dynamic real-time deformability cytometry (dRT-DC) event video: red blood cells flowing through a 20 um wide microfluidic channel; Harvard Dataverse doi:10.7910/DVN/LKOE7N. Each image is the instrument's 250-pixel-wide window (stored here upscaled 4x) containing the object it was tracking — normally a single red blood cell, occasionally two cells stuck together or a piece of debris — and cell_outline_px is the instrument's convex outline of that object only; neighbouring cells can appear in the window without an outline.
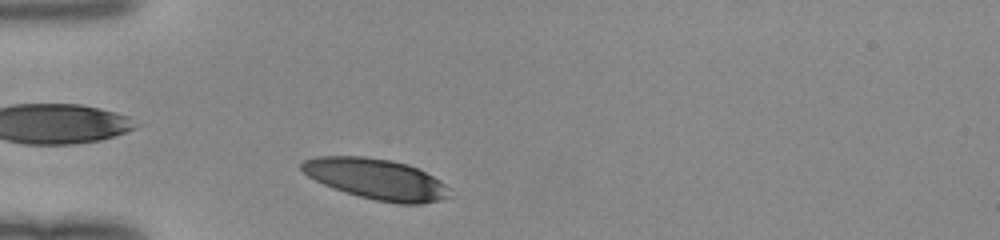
{"species": "human", "species_latin": "Homo sapiens", "temperature_condition": "room temperature", "stored_images_in_passage": 33, "camera_frame_rate_fps": 3000, "um_per_image_px": 0.085, "donor": {"sex": "female"}, "frame": {"image": 1, "passage_image": 2, "time_ms": 0.333, "image_size_px": [1000, 240], "cell_outline_px": [[448, 196], [440, 200], [420, 204], [400, 204], [376, 200], [344, 192], [324, 184], [308, 176], [300, 168], [300, 164], [304, 160], [316, 156], [364, 156], [392, 160], [408, 164], [440, 180], [448, 188]], "centroid_in_image_um": [31.95, 15.21], "position_along_channel_um": 53.0, "area_um2": 34.8}}
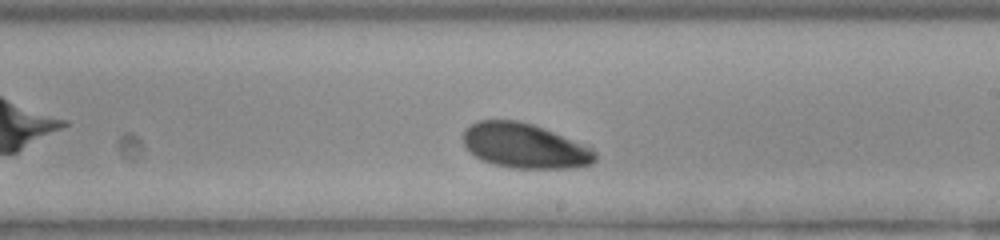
{"frame": {"image": 2, "passage_image": 17, "time_ms": 5.333, "image_size_px": [1000, 240], "cell_outline_px": [[596, 160], [592, 164], [576, 168], [512, 168], [492, 164], [480, 160], [468, 152], [464, 144], [464, 128], [476, 120], [516, 120], [532, 124], [592, 148], [596, 152]], "centroid_in_image_um": [44.55, 12.41], "position_along_channel_um": 244.4, "area_um2": 34.56}}
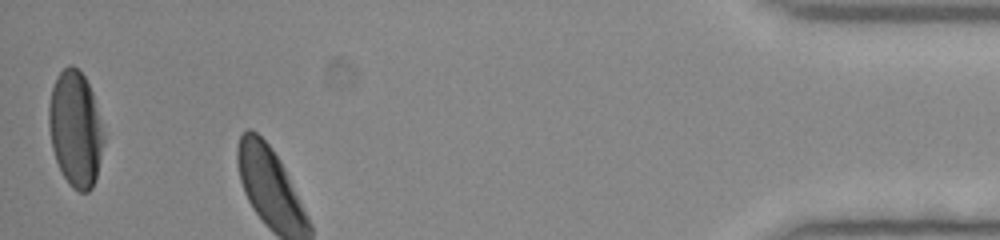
{"frame": {"image": 3, "passage_image": 33, "time_ms": 10.667, "image_size_px": [1000, 240], "cell_outline_px": [[104, 140], [96, 180], [92, 188], [88, 192], [80, 192], [72, 188], [68, 184], [56, 160], [52, 148], [48, 124], [48, 104], [52, 88], [56, 76], [68, 64], [72, 64], [84, 76], [92, 92], [104, 136]], "centroid_in_image_um": [6.39, 10.97], "position_along_channel_um": 428.8, "area_um2": 36.93}}